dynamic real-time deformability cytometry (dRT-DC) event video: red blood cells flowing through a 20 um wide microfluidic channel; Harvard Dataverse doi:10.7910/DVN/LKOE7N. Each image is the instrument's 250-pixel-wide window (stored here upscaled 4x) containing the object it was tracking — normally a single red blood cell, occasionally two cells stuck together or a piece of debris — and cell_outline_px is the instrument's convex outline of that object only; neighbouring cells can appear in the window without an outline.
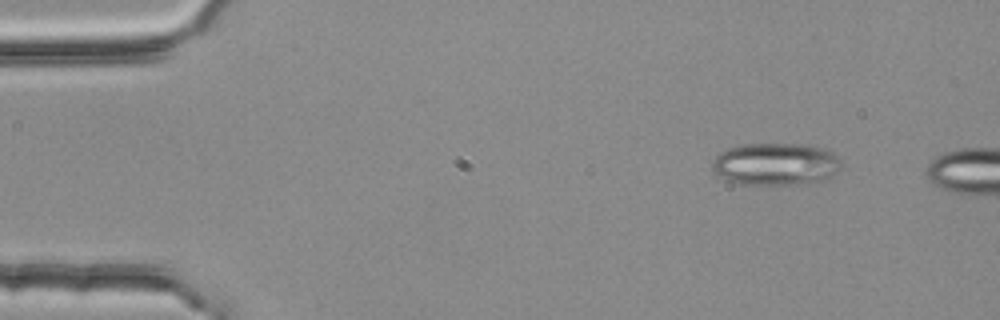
{"species": "common noctule bat (a hibernating species)", "species_latin": "Nyctalus noctula", "temperature_condition": "room temperature", "stored_images_in_passage": 2, "camera_frame_rate_fps": 3000, "um_per_image_px": 0.085, "animal": {"sex": "female", "body_mass_g": 25.1}, "frame": {"image": 1, "passage_image": 1, "time_ms": 0.0, "image_size_px": [1000, 320], "cell_outline_px": [[840, 168], [832, 176], [820, 180], [804, 184], [744, 184], [728, 180], [720, 176], [712, 168], [712, 160], [720, 152], [728, 148], [744, 144], [812, 144], [824, 148], [832, 152], [840, 160]], "centroid_in_image_um": [65.95, 13.93], "position_along_channel_um": 19.1, "area_um2": 31.79}}